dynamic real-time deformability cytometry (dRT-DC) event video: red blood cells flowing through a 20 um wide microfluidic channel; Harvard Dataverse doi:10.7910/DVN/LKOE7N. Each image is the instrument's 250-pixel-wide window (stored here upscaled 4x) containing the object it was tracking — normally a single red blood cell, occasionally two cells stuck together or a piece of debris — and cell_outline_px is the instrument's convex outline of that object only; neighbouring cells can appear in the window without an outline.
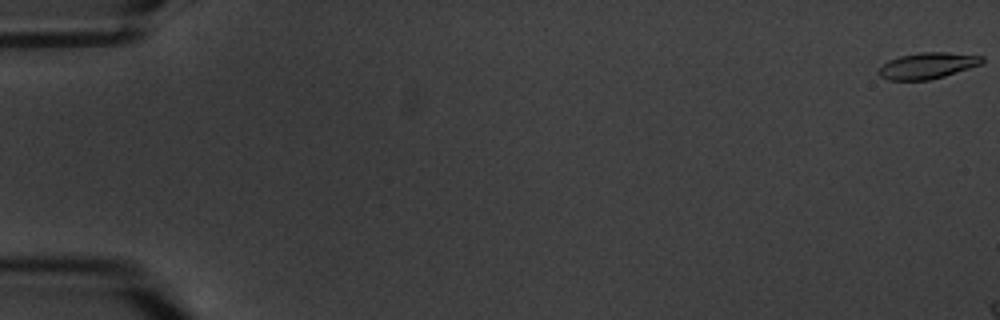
{"species": "common noctule bat (a hibernating species)", "species_latin": "Nyctalus noctula", "temperature_condition": "warm", "stored_images_in_passage": 3, "camera_frame_rate_fps": 3000, "um_per_image_px": 0.085, "animal": {"sex": "male", "body_mass_g": 20.1, "forearm_length_mm": 53.5}, "frame": {"image": 1, "passage_image": 1, "time_ms": 0.0, "image_size_px": [1000, 320], "cell_outline_px": [[984, 60], [980, 64], [944, 76], [928, 80], [888, 80], [880, 76], [876, 72], [888, 60], [900, 56], [920, 52], [944, 52], [984, 56]], "centroid_in_image_um": [78.8, 5.58], "position_along_channel_um": 6.2, "area_um2": 15.61}}